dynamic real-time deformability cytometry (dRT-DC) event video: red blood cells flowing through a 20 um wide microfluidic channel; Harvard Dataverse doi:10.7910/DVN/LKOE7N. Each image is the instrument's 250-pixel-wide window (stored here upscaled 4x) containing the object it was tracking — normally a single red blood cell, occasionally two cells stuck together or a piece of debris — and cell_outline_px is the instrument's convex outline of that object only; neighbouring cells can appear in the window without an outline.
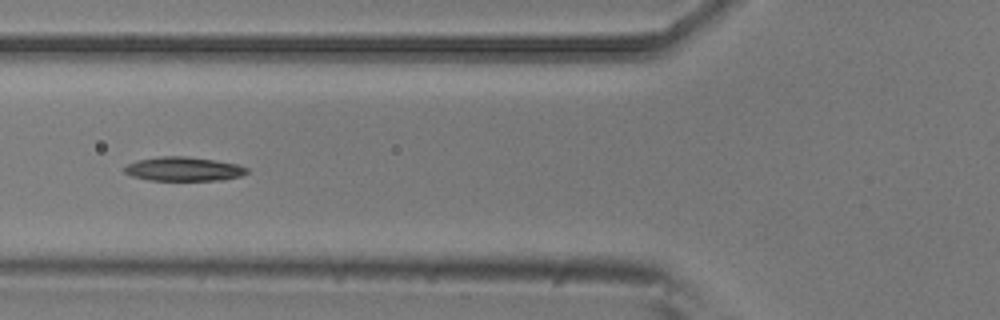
{"species": "common noctule bat (a hibernating species)", "species_latin": "Nyctalus noctula", "temperature_condition": "room temperature", "stored_images_in_passage": 5, "camera_frame_rate_fps": 3000, "um_per_image_px": 0.085, "animal": {"sex": "male", "body_mass_g": 20.5, "forearm_length_mm": 52.5}, "frame": {"image": 1, "passage_image": 5, "time_ms": 1.333, "image_size_px": [1000, 320], "cell_outline_px": [[248, 172], [240, 176], [224, 180], [148, 180], [132, 176], [124, 172], [124, 168], [128, 164], [136, 160], [160, 156], [184, 156], [212, 160], [236, 164], [248, 168]], "centroid_in_image_um": [15.58, 14.37], "position_along_channel_um": 110.2, "area_um2": 17.05}}